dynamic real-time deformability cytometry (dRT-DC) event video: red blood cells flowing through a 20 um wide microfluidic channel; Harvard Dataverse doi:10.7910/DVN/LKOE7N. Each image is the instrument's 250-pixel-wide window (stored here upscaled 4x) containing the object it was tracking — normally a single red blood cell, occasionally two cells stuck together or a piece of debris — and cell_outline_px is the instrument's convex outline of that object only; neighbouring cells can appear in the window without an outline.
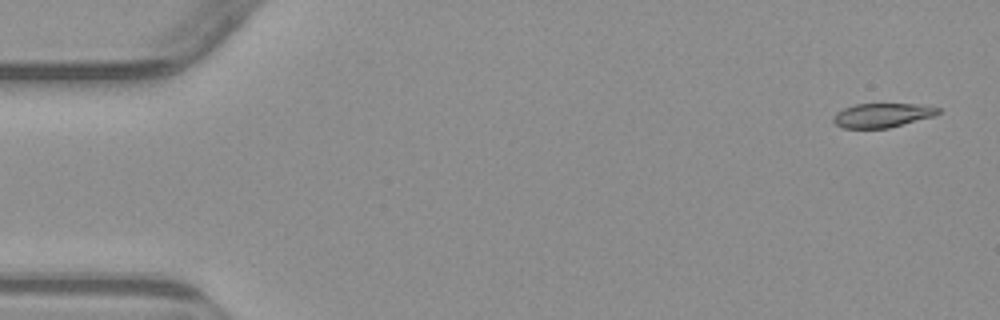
{"species": "common noctule bat (a hibernating species)", "species_latin": "Nyctalus noctula", "temperature_condition": "warm", "stored_images_in_passage": 3, "camera_frame_rate_fps": 3000, "um_per_image_px": 0.085, "animal": {"sex": "male", "body_mass_g": 23.1, "forearm_length_mm": 52.7}, "frame": {"image": 1, "passage_image": 1, "time_ms": 0.0, "image_size_px": [1000, 320], "cell_outline_px": [[940, 112], [932, 116], [888, 128], [844, 128], [836, 124], [832, 120], [832, 116], [836, 112], [844, 108], [856, 104], [916, 104], [940, 108]], "centroid_in_image_um": [74.94, 9.79], "position_along_channel_um": 10.1, "area_um2": 14.57}}